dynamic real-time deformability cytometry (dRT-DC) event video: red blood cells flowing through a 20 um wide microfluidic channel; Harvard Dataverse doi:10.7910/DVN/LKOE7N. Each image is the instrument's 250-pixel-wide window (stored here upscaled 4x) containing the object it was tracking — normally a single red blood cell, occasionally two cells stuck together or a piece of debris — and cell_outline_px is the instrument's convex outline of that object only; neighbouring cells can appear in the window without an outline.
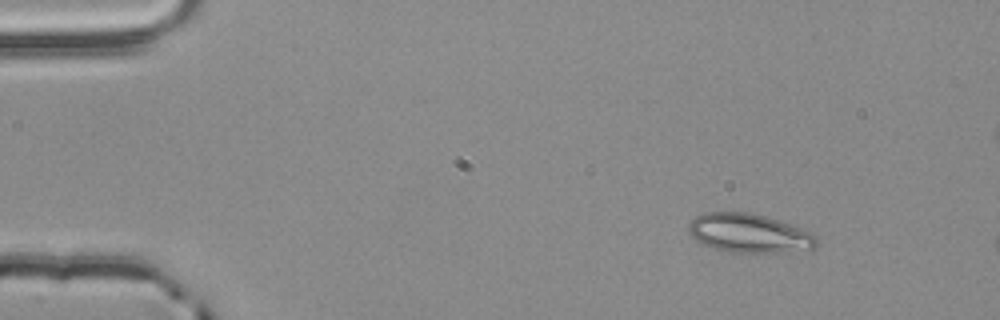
{"species": "common noctule bat (a hibernating species)", "species_latin": "Nyctalus noctula", "temperature_condition": "room temperature", "stored_images_in_passage": 5, "camera_frame_rate_fps": 3000, "um_per_image_px": 0.085, "animal": {"sex": "male", "body_mass_g": 20.4}, "frame": {"image": 1, "passage_image": 2, "time_ms": 0.333, "image_size_px": [1000, 320], "cell_outline_px": [[816, 244], [812, 248], [776, 252], [732, 252], [712, 248], [696, 240], [688, 232], [688, 224], [696, 216], [704, 212], [748, 212], [764, 216], [812, 232], [816, 236]], "centroid_in_image_um": [63.61, 19.81], "position_along_channel_um": 21.4, "area_um2": 28.55}}